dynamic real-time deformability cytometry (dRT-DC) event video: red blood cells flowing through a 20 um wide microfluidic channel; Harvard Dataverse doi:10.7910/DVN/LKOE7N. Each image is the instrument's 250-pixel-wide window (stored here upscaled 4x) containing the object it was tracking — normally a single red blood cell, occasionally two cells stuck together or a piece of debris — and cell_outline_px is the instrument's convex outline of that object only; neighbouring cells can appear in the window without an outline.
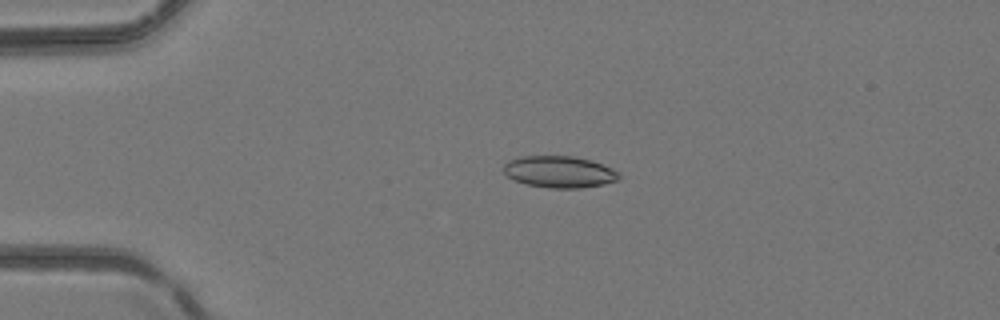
{"species": "common noctule bat (a hibernating species)", "species_latin": "Nyctalus noctula", "temperature_condition": "room temperature", "stored_images_in_passage": 5, "camera_frame_rate_fps": 3000, "um_per_image_px": 0.085, "animal": {"sex": "female", "body_mass_g": 24.6, "forearm_length_mm": 56.2}, "frame": {"image": 1, "passage_image": 4, "time_ms": 1.0, "image_size_px": [1000, 320], "cell_outline_px": [[620, 180], [604, 184], [580, 188], [548, 188], [528, 184], [512, 180], [504, 172], [504, 164], [508, 160], [520, 156], [572, 156], [592, 160], [612, 168], [620, 172]], "centroid_in_image_um": [47.56, 14.6], "position_along_channel_um": 37.4, "area_um2": 21.5}}